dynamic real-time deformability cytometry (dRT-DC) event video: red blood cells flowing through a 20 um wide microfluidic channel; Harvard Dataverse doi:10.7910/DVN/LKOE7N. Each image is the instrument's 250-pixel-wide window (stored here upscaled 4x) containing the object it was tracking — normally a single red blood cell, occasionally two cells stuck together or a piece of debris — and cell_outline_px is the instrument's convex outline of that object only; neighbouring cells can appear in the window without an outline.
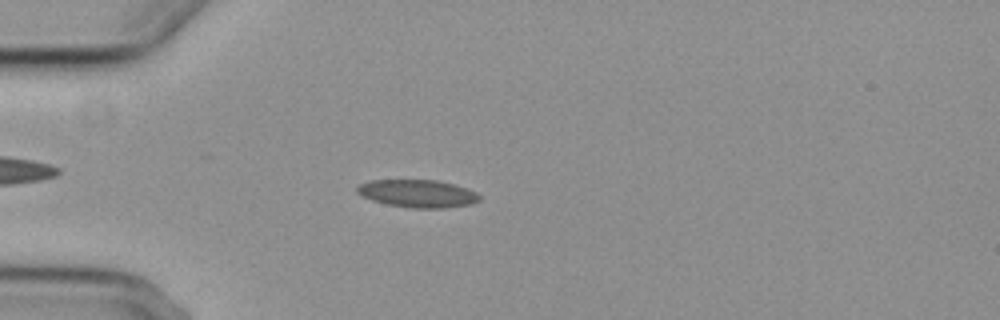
{"species": "common noctule bat (a hibernating species)", "species_latin": "Nyctalus noctula", "temperature_condition": "cold", "stored_images_in_passage": 4, "camera_frame_rate_fps": 3000, "um_per_image_px": 0.085, "animal": {"sex": "female", "body_mass_g": 29.2, "forearm_length_mm": 56.3}, "frame": {"image": 1, "passage_image": 4, "time_ms": 4.333, "image_size_px": [1000, 320], "cell_outline_px": [[480, 200], [472, 204], [444, 208], [412, 208], [388, 204], [372, 200], [360, 196], [356, 192], [356, 184], [368, 180], [436, 180], [452, 184], [476, 192], [480, 196]], "centroid_in_image_um": [35.44, 16.45], "position_along_channel_um": 49.6, "area_um2": 19.83}}